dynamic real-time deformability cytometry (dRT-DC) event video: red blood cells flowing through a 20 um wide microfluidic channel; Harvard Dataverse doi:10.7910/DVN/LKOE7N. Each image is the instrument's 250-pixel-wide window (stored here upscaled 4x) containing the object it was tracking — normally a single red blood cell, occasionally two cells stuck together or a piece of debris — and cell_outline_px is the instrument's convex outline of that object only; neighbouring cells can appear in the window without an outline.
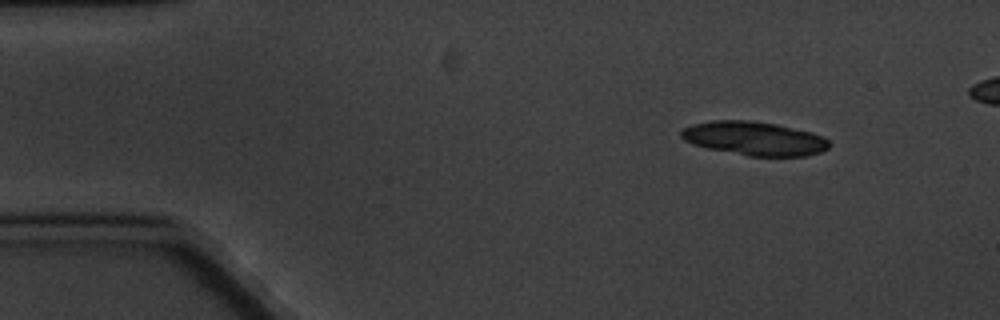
{"species": "common noctule bat (a hibernating species)", "species_latin": "Nyctalus noctula", "temperature_condition": "cold", "stored_images_in_passage": 5, "camera_frame_rate_fps": 3000, "um_per_image_px": 0.085, "animal": {"sex": "male", "body_mass_g": 20.1, "forearm_length_mm": 53.5}, "frame": {"image": 1, "passage_image": 2, "time_ms": 1.0, "image_size_px": [1000, 320], "cell_outline_px": [[828, 148], [820, 152], [808, 156], [748, 156], [708, 148], [692, 144], [684, 140], [680, 136], [680, 132], [684, 128], [692, 124], [712, 120], [748, 120], [776, 124], [812, 132], [828, 140]], "centroid_in_image_um": [64.09, 11.77], "position_along_channel_um": 20.9, "area_um2": 29.07}}